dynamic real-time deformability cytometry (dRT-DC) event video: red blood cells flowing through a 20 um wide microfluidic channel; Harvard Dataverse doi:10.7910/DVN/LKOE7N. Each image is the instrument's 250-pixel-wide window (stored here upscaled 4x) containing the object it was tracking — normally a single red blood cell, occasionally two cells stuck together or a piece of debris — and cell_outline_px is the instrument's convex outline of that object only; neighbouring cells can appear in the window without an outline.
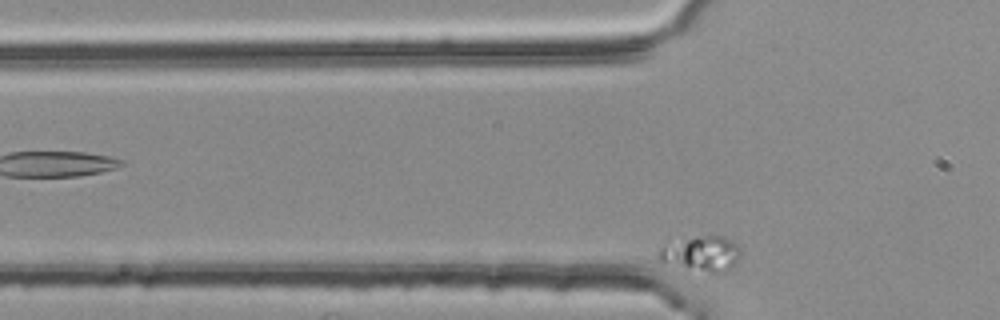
{"species": "common noctule bat (a hibernating species)", "species_latin": "Nyctalus noctula", "temperature_condition": "room temperature", "stored_images_in_passage": 4, "segment_of_instrument_passage": [2, 2], "camera_frame_rate_fps": 3000, "um_per_image_px": 0.085, "animal": {"sex": "female", "body_mass_g": 25.1}, "frame": {"image": 1, "passage_image": 4, "time_ms": 1.0, "image_size_px": [1000, 320], "cell_outline_px": [[740, 256], [736, 264], [720, 272], [708, 272], [688, 268], [660, 260], [656, 256], [660, 248], [668, 236], [724, 236], [732, 240], [740, 248]], "centroid_in_image_um": [59.53, 21.47], "position_along_channel_um": 66.3, "area_um2": 17.34}}